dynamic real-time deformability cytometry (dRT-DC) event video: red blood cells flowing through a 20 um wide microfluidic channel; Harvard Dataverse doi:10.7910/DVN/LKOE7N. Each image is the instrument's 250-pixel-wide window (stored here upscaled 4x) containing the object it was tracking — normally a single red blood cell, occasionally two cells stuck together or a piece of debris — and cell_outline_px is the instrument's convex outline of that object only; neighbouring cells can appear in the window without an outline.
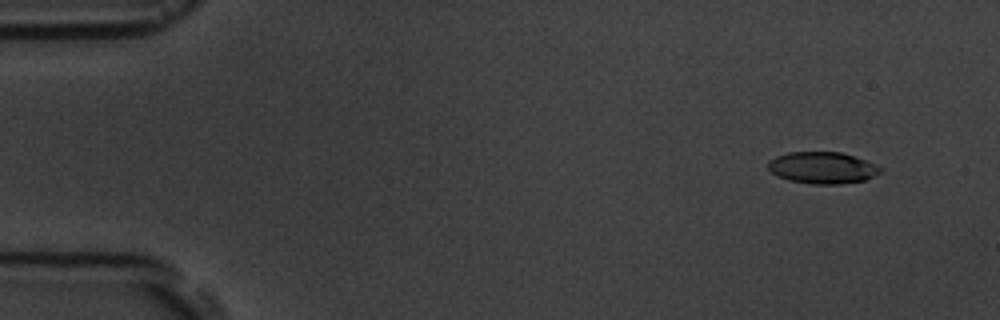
{"species": "common noctule bat (a hibernating species)", "species_latin": "Nyctalus noctula", "temperature_condition": "room temperature", "stored_images_in_passage": 10, "camera_frame_rate_fps": 3000, "um_per_image_px": 0.085, "animal": {"sex": "male", "body_mass_g": 19.5, "forearm_length_mm": 54.6}, "frame": {"image": 1, "passage_image": 1, "time_ms": 0.0, "image_size_px": [1000, 320], "cell_outline_px": [[884, 168], [880, 172], [864, 180], [840, 184], [812, 184], [788, 180], [776, 176], [768, 168], [768, 160], [776, 156], [788, 152], [840, 152], [876, 164]], "centroid_in_image_um": [69.87, 14.26], "position_along_channel_um": 15.1, "area_um2": 20.69}}
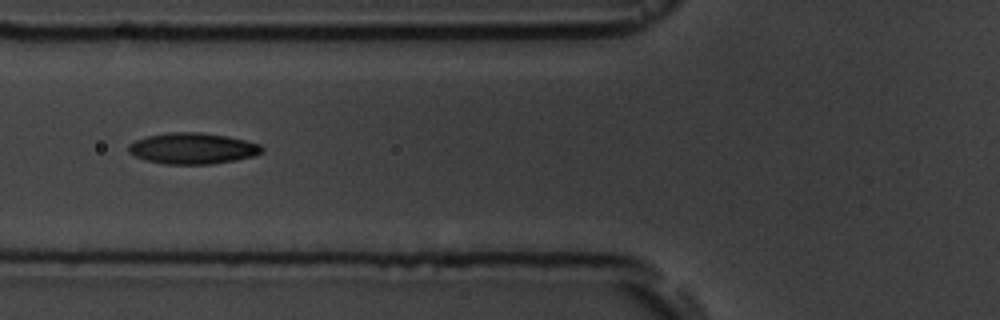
{"frame": {"image": 2, "passage_image": 6, "time_ms": 5.667, "image_size_px": [1000, 320], "cell_outline_px": [[264, 152], [252, 156], [236, 160], [212, 164], [164, 164], [144, 160], [128, 152], [128, 144], [136, 140], [148, 136], [168, 132], [200, 132], [228, 136], [260, 144], [264, 148]], "centroid_in_image_um": [16.38, 12.61], "position_along_channel_um": 109.4, "area_um2": 24.28}}
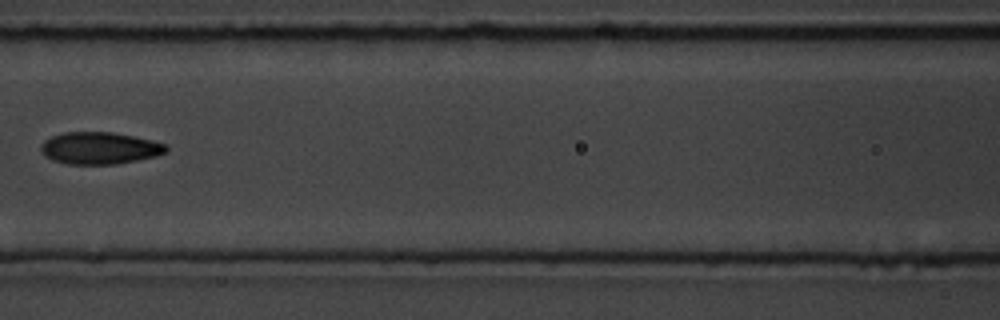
{"frame": {"image": 3, "passage_image": 7, "time_ms": 7.0, "image_size_px": [1000, 320], "cell_outline_px": [[168, 152], [156, 156], [116, 164], [68, 164], [52, 160], [44, 156], [40, 148], [40, 144], [44, 140], [52, 136], [64, 132], [112, 132], [152, 140], [168, 144]], "centroid_in_image_um": [8.47, 12.59], "position_along_channel_um": 158.1, "area_um2": 23.52}}